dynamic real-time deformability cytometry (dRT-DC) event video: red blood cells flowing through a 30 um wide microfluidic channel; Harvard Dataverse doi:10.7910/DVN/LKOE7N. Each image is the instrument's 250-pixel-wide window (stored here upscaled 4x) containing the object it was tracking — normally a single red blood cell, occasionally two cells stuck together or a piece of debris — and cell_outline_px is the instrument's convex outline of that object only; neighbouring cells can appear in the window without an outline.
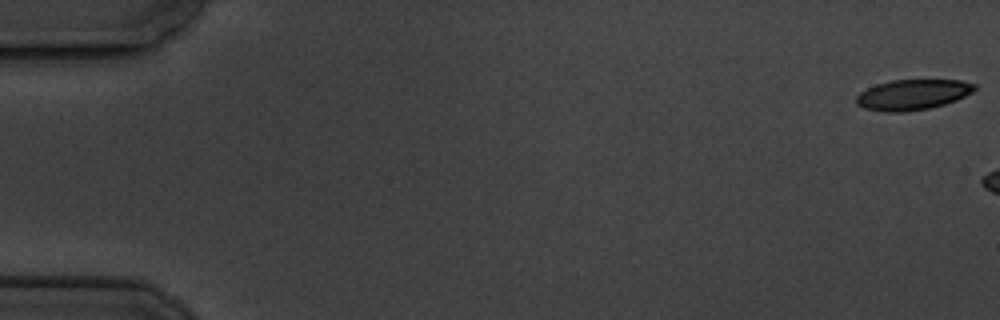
{"species": "common noctule bat (a hibernating species)", "species_latin": "Nyctalus noctula", "temperature_condition": "cold", "stored_images_in_passage": 7, "camera_frame_rate_fps": 3000, "um_per_image_px": 0.085, "animal": {"sex": "male", "body_mass_g": 19.5, "forearm_length_mm": 54.6}, "frame": {"image": 1, "passage_image": 1, "time_ms": 0.0, "image_size_px": [1000, 320], "cell_outline_px": [[976, 88], [972, 92], [956, 100], [944, 104], [928, 108], [904, 112], [888, 112], [864, 108], [856, 104], [856, 96], [860, 92], [876, 84], [892, 80], [960, 80], [976, 84]], "centroid_in_image_um": [77.56, 8.04], "position_along_channel_um": 7.4, "area_um2": 20.87}}
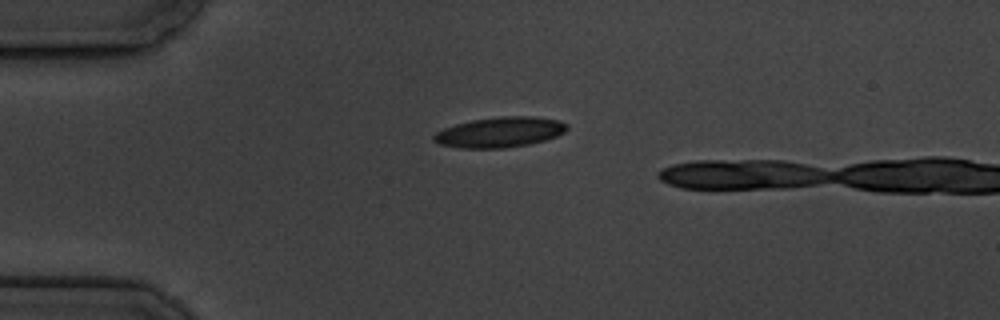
{"frame": {"image": 2, "passage_image": 5, "time_ms": 4.667, "image_size_px": [1000, 320], "cell_outline_px": [[568, 128], [564, 132], [556, 136], [544, 140], [528, 144], [504, 148], [460, 148], [440, 144], [432, 140], [432, 136], [436, 132], [444, 128], [456, 124], [472, 120], [504, 116], [532, 116], [560, 120], [568, 124]], "centroid_in_image_um": [42.49, 11.23], "position_along_channel_um": 42.5, "area_um2": 23.47}}